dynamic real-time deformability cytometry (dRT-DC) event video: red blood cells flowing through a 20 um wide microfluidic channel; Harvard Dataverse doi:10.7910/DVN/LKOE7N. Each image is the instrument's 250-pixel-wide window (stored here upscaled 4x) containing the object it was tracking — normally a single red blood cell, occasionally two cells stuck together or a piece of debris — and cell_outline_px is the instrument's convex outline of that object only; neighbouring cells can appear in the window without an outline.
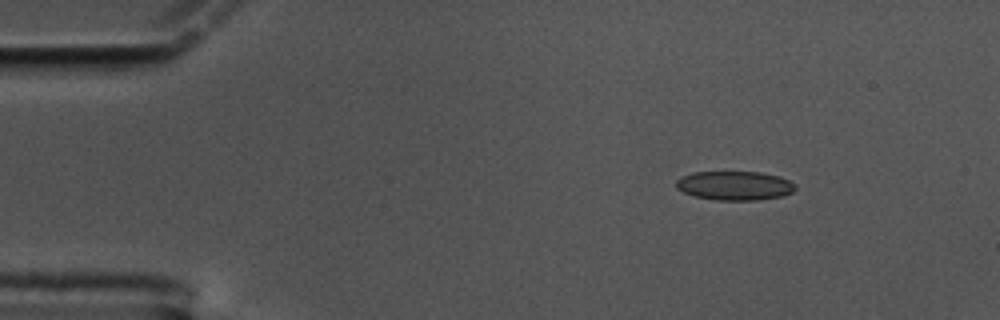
{"species": "common noctule bat (a hibernating species)", "species_latin": "Nyctalus noctula", "temperature_condition": "cold", "stored_images_in_passage": 51, "camera_frame_rate_fps": 3000, "um_per_image_px": 0.085, "animal": {"sex": "male", "body_mass_g": 17.5, "forearm_length_mm": 52.3}, "frame": {"image": 1, "passage_image": 1, "time_ms": 0.0, "image_size_px": [1000, 320], "cell_outline_px": [[796, 188], [792, 192], [784, 196], [756, 200], [716, 200], [696, 196], [684, 192], [676, 188], [676, 180], [680, 176], [692, 172], [760, 172], [780, 176], [788, 180]], "centroid_in_image_um": [62.43, 15.77], "position_along_channel_um": 22.6, "area_um2": 20.17}}
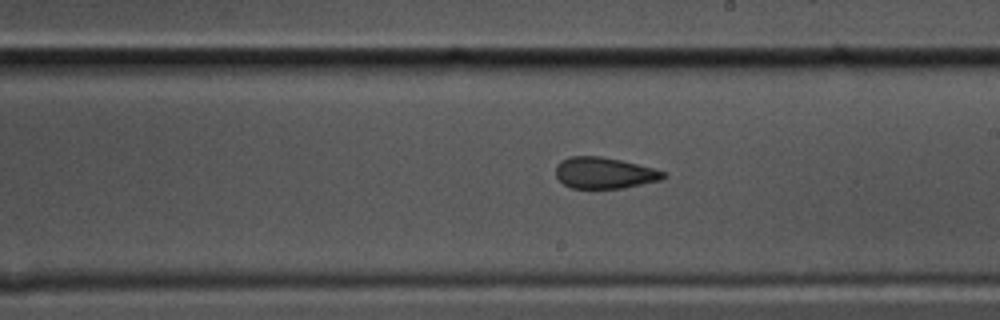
{"frame": {"image": 2, "passage_image": 26, "time_ms": 8.333, "image_size_px": [1000, 320], "cell_outline_px": [[668, 176], [660, 180], [624, 188], [572, 188], [564, 184], [556, 176], [556, 164], [560, 160], [572, 156], [600, 156], [620, 160], [652, 168], [664, 172]], "centroid_in_image_um": [51.35, 14.7], "position_along_channel_um": 237.7, "area_um2": 19.48}}
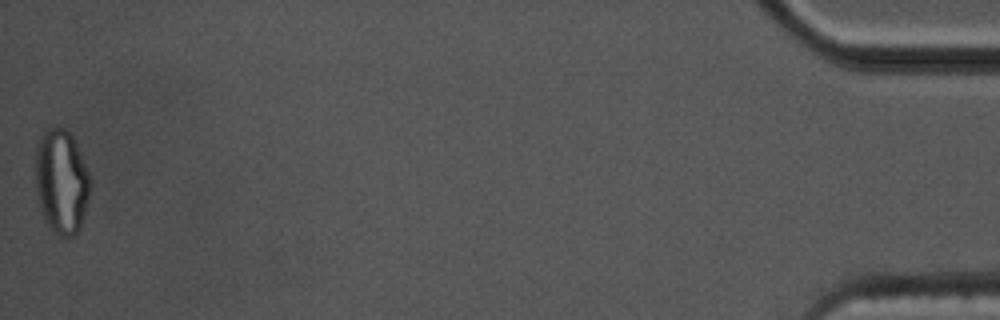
{"frame": {"image": 3, "passage_image": 51, "time_ms": 16.667, "image_size_px": [1000, 320], "cell_outline_px": [[92, 180], [80, 228], [72, 236], [60, 236], [48, 224], [44, 216], [36, 192], [36, 148], [40, 136], [48, 128], [64, 128], [72, 136], [76, 144]], "centroid_in_image_um": [5.23, 15.4], "position_along_channel_um": 430.0, "area_um2": 32.71}, "authors_computed_cell_mechanics": {"area_um2": 20.4612, "velocity_mm_per_s": 3.4614, "shape_relaxation_time_tau1_ms": null, "shape_relaxation_time_tau2_ms": 3.0222, "deformation_change_tau1": null, "deformation_change_tau2": 0.091}}